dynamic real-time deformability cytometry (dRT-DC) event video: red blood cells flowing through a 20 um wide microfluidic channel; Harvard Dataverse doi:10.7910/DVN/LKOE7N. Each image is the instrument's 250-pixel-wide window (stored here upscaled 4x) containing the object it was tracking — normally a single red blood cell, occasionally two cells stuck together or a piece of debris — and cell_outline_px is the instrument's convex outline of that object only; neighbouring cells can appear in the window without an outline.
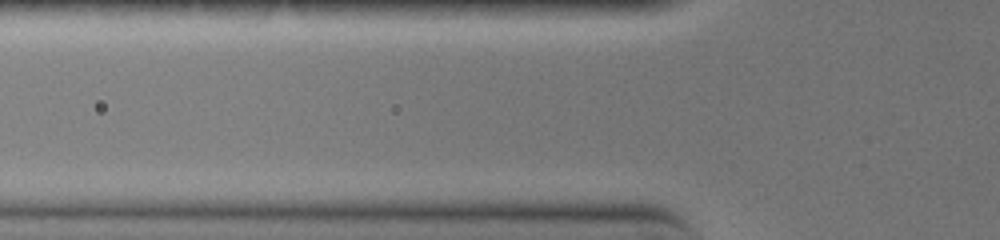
{"species": "common noctule bat (a hibernating species)", "species_latin": "Nyctalus noctula", "temperature_condition": "warm", "stored_images_in_passage": 4, "camera_frame_rate_fps": 3000, "um_per_image_px": 0.085, "animal": {"sex": "female", "body_mass_g": 19.0, "forearm_length_mm": 51.5}, "frame": {"image": 1, "passage_image": 3, "time_ms": 0.667, "image_size_px": [1000, 240], "cell_outline_px": [[560, 160], [556, 164], [484, 168], [440, 168], [412, 164], [412, 160], [436, 156], [500, 156]], "centroid_in_image_um": [40.82, 13.76], "position_along_channel_um": 85.0, "area_um2": 10.0}}